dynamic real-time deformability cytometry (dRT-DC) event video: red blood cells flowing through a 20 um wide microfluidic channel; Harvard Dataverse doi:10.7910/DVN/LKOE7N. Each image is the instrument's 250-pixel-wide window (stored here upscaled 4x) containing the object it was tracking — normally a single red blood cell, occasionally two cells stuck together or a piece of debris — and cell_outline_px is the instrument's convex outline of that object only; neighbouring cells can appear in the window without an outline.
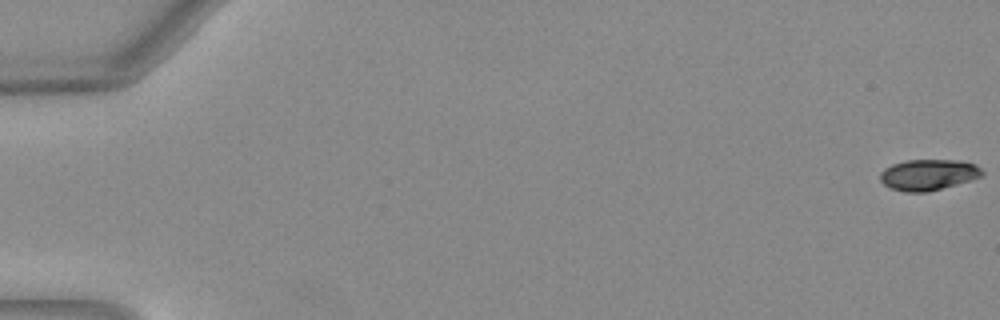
{"species": "Egyptian fruit bat (a non-hibernating species)", "species_latin": "Rousettus aegyptiacus", "temperature_condition": "warm", "stored_images_in_passage": 52, "camera_frame_rate_fps": 3000, "um_per_image_px": 0.085, "animal": {"sex": "female"}, "frame": {"image": 1, "passage_image": 1, "time_ms": 0.0, "image_size_px": [1000, 320], "cell_outline_px": [[984, 176], [972, 180], [928, 192], [904, 192], [892, 188], [884, 184], [880, 180], [880, 172], [884, 168], [892, 164], [908, 160], [956, 160], [976, 164], [984, 172]], "centroid_in_image_um": [78.93, 14.85], "position_along_channel_um": 6.1, "area_um2": 18.5}}
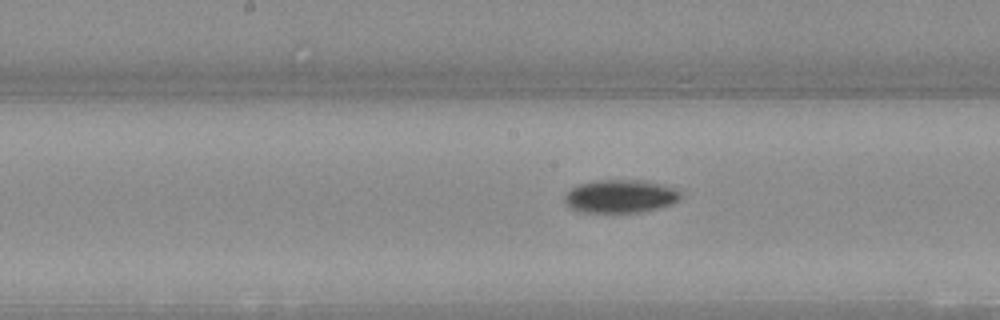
{"frame": {"image": 2, "passage_image": 28, "time_ms": 9.0, "image_size_px": [1000, 320], "cell_outline_px": [[684, 192], [680, 200], [672, 204], [640, 212], [576, 212], [564, 200], [564, 196], [572, 188], [580, 184], [596, 180], [644, 180], [676, 188]], "centroid_in_image_um": [52.78, 16.68], "position_along_channel_um": 195.4, "area_um2": 22.48}}
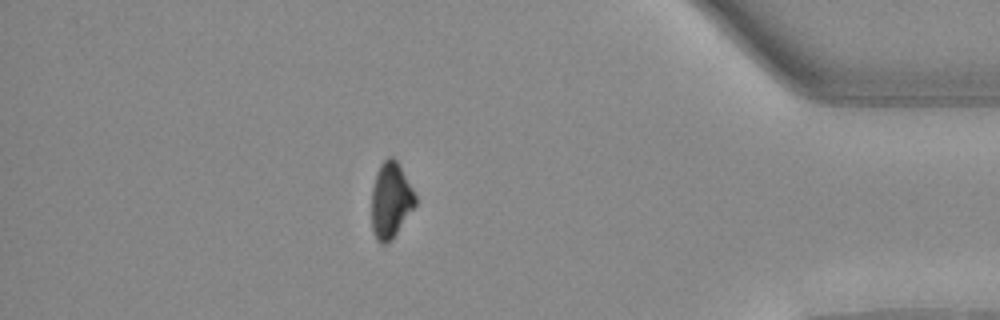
{"frame": {"image": 3, "passage_image": 46, "time_ms": 15.0, "image_size_px": [1000, 320], "cell_outline_px": [[416, 204], [392, 240], [388, 244], [380, 244], [376, 240], [372, 232], [372, 188], [376, 172], [380, 164], [388, 156], [392, 156], [396, 160], [412, 188], [416, 196]], "centroid_in_image_um": [33.19, 17.05], "position_along_channel_um": 402.0, "area_um2": 19.36}, "authors_computed_cell_mechanics": {"area_um2": 20.1433, "velocity_mm_per_s": 4.0389, "shape_relaxation_time_tau1_ms": 2.7567, "shape_relaxation_time_tau2_ms": null, "deformation_change_tau1": 0.1296, "deformation_change_tau2": null}}